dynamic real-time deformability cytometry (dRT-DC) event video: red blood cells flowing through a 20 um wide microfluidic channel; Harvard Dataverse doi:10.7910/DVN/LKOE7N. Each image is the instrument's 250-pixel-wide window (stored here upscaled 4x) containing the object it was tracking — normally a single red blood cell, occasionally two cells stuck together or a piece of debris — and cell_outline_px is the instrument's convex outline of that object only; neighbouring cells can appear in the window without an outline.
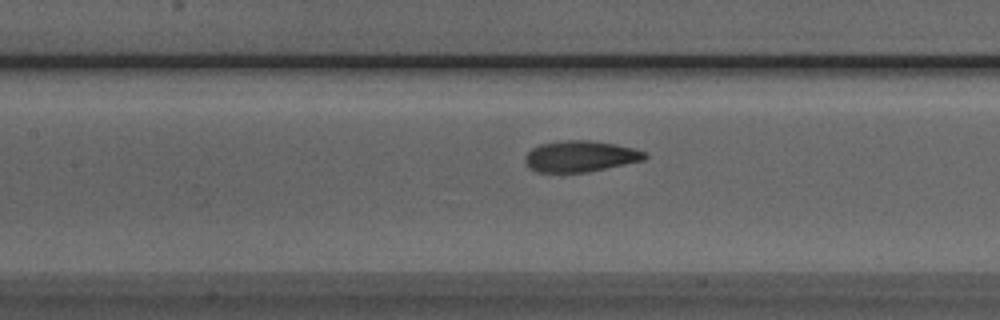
{"species": "Egyptian fruit bat (a non-hibernating species)", "species_latin": "Rousettus aegyptiacus", "temperature_condition": "room temperature", "stored_images_in_passage": 37, "camera_frame_rate_fps": 3000, "um_per_image_px": 0.085, "animal": {"sex": "male"}, "frame": {"image": 1, "passage_image": 13, "time_ms": 4.0, "image_size_px": [1000, 320], "cell_outline_px": [[648, 156], [644, 160], [588, 172], [536, 172], [528, 168], [524, 160], [524, 156], [532, 148], [540, 144], [564, 140], [592, 140], [616, 144], [648, 152]], "centroid_in_image_um": [49.32, 13.28], "position_along_channel_um": 158.1, "area_um2": 21.91}}
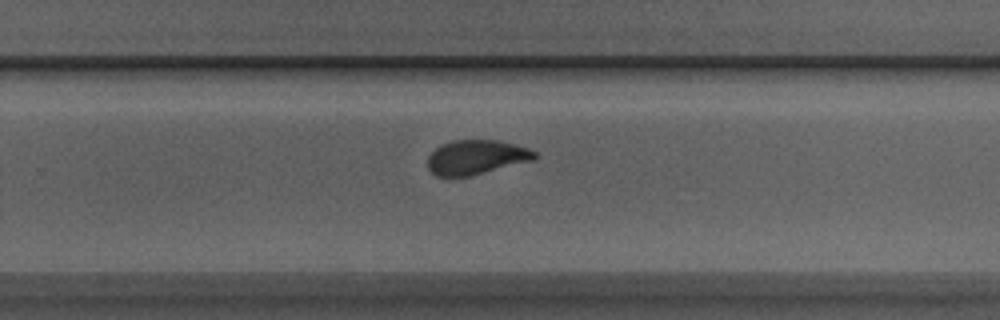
{"frame": {"image": 2, "passage_image": 23, "time_ms": 7.333, "image_size_px": [1000, 320], "cell_outline_px": [[540, 156], [532, 160], [468, 176], [436, 176], [428, 168], [428, 156], [440, 144], [452, 140], [496, 140], [516, 144], [528, 148], [536, 152]], "centroid_in_image_um": [40.48, 13.34], "position_along_channel_um": 289.3, "area_um2": 21.33}}
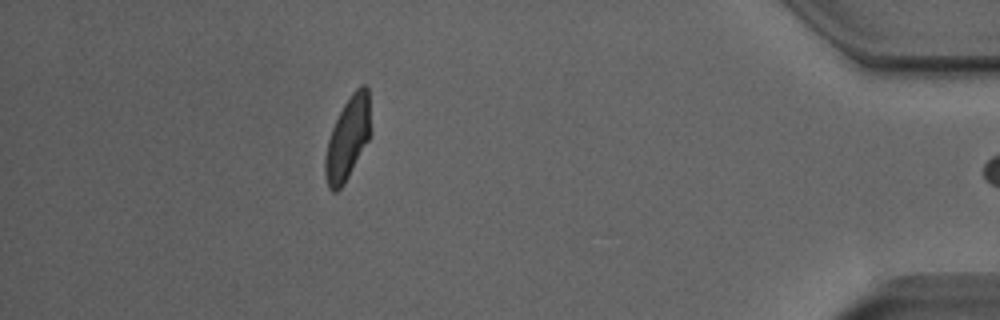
{"frame": {"image": 3, "passage_image": 36, "time_ms": 11.667, "image_size_px": [1000, 320], "cell_outline_px": [[372, 132], [368, 140], [344, 184], [336, 192], [332, 192], [328, 188], [324, 176], [324, 156], [328, 140], [332, 128], [344, 104], [352, 92], [360, 84], [364, 84], [368, 88]], "centroid_in_image_um": [29.56, 11.76], "position_along_channel_um": 405.6, "area_um2": 22.14}, "authors_computed_cell_mechanics": {"area_um2": 22.0796, "velocity_mm_per_s": 3.9533, "shape_relaxation_time_tau1_ms": 3.6963, "shape_relaxation_time_tau2_ms": 1.1456, "deformation_change_tau1": 0.1529, "deformation_change_tau2": 0.0648}}